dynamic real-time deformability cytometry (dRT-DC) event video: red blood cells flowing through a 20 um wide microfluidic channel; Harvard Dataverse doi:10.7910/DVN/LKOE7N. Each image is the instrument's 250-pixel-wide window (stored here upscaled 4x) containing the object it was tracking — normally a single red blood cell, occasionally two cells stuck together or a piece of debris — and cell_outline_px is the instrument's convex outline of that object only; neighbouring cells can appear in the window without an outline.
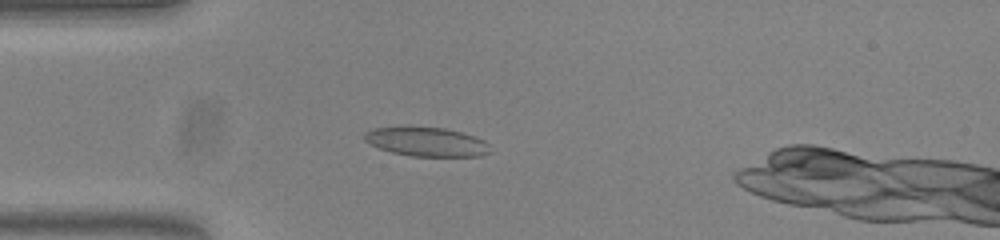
{"species": "common noctule bat (a hibernating species)", "species_latin": "Nyctalus noctula", "temperature_condition": "warm", "stored_images_in_passage": 50, "camera_frame_rate_fps": 3000, "um_per_image_px": 0.085, "animal": {"sex": "female", "body_mass_g": 23.0, "forearm_length_mm": 53.4}, "frame": {"image": 1, "passage_image": 15, "time_ms": 4.667, "image_size_px": [1000, 240], "cell_outline_px": [[488, 152], [480, 156], [412, 156], [392, 152], [380, 148], [364, 140], [364, 132], [372, 128], [444, 128], [460, 132], [484, 140], [488, 144]], "centroid_in_image_um": [36.24, 12.07], "position_along_channel_um": 48.8, "area_um2": 20.63}}
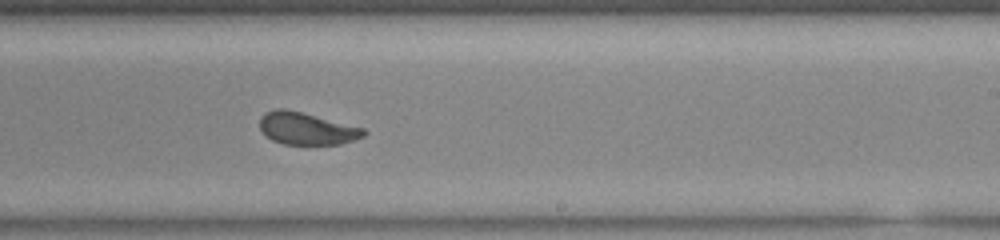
{"frame": {"image": 2, "passage_image": 33, "time_ms": 10.667, "image_size_px": [1000, 240], "cell_outline_px": [[368, 132], [364, 136], [340, 144], [284, 144], [272, 140], [260, 128], [260, 116], [264, 112], [276, 108], [284, 108], [364, 128]], "centroid_in_image_um": [26.05, 10.92], "position_along_channel_um": 263.0, "area_um2": 19.31}}
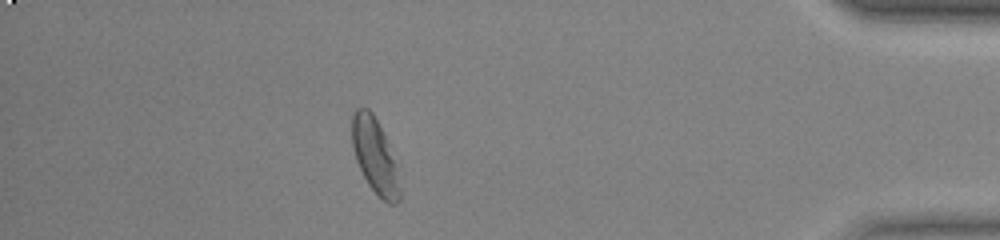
{"frame": {"image": 3, "passage_image": 48, "time_ms": 15.667, "image_size_px": [1000, 240], "cell_outline_px": [[400, 200], [396, 204], [388, 204], [368, 184], [356, 160], [352, 144], [352, 116], [356, 108], [368, 108], [372, 112], [384, 136], [392, 160], [400, 188]], "centroid_in_image_um": [31.82, 13.25], "position_along_channel_um": 403.4, "area_um2": 19.83}}